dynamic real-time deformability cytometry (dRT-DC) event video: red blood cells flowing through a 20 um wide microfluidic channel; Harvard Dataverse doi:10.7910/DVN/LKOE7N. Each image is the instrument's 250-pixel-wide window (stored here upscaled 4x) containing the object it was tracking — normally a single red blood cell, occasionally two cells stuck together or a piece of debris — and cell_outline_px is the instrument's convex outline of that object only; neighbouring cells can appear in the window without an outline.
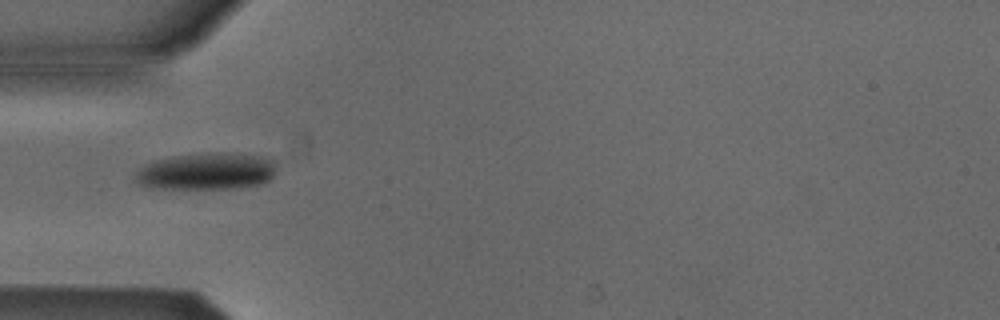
{"species": "Egyptian fruit bat (a non-hibernating species)", "species_latin": "Rousettus aegyptiacus", "temperature_condition": "cold", "stored_images_in_passage": 37, "camera_frame_rate_fps": 3000, "um_per_image_px": 0.085, "animal": {"sex": "male"}, "frame": {"image": 1, "passage_image": 1, "time_ms": 0.0, "image_size_px": [1000, 320], "cell_outline_px": [[272, 176], [264, 184], [240, 188], [152, 188], [140, 184], [136, 180], [136, 172], [144, 164], [156, 160], [172, 156], [208, 152], [224, 152], [260, 156], [272, 160]], "centroid_in_image_um": [17.52, 14.56], "position_along_channel_um": 67.5, "area_um2": 30.17}}
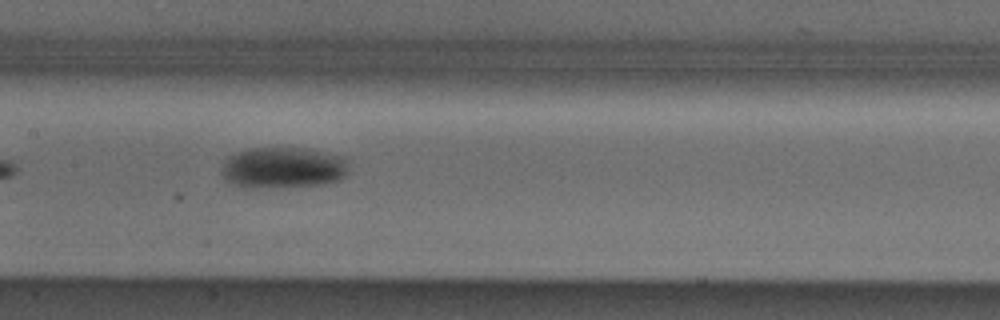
{"frame": {"image": 2, "passage_image": 10, "time_ms": 3.0, "image_size_px": [1000, 320], "cell_outline_px": [[348, 172], [340, 180], [320, 184], [248, 188], [244, 188], [228, 180], [220, 172], [228, 156], [236, 152], [248, 148], [308, 148], [348, 156]], "centroid_in_image_um": [24.12, 14.22], "position_along_channel_um": 183.3, "area_um2": 30.63}}
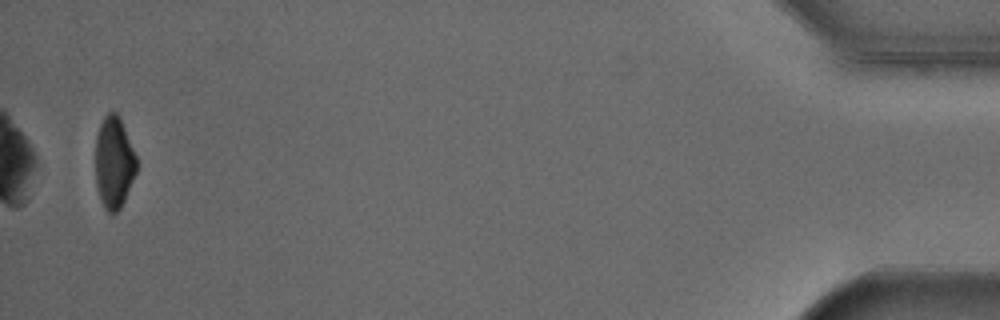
{"frame": {"image": 3, "passage_image": 36, "time_ms": 11.667, "image_size_px": [1000, 320], "cell_outline_px": [[136, 172], [124, 200], [120, 208], [116, 212], [108, 212], [104, 208], [100, 200], [96, 184], [96, 136], [100, 124], [104, 116], [108, 112], [116, 112], [120, 116], [136, 156]], "centroid_in_image_um": [9.68, 13.79], "position_along_channel_um": 425.5, "area_um2": 21.85}, "authors_computed_cell_mechanics": {"area_um2": 28.322, "velocity_mm_per_s": 3.8634, "shape_relaxation_time_tau1_ms": 4.5968, "shape_relaxation_time_tau2_ms": null, "deformation_change_tau1": 0.1107, "deformation_change_tau2": null}}